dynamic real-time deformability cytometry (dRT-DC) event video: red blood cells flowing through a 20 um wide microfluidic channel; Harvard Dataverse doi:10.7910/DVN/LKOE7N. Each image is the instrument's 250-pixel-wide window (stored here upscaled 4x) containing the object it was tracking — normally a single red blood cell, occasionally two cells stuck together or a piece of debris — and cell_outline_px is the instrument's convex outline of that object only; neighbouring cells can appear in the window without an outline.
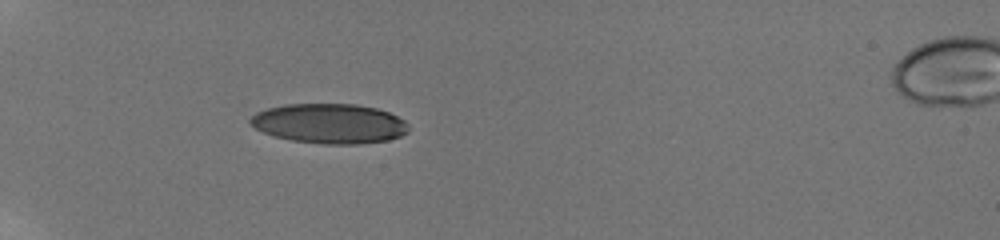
{"species": "human", "species_latin": "Homo sapiens", "temperature_condition": "room temperature", "stored_images_in_passage": 19, "camera_frame_rate_fps": 3000, "um_per_image_px": 0.085, "donor": {"sex": "male"}, "frame": {"image": 1, "passage_image": 3, "time_ms": 0.667, "image_size_px": [1000, 240], "cell_outline_px": [[408, 132], [400, 136], [388, 140], [356, 144], [324, 144], [292, 140], [276, 136], [264, 132], [256, 128], [248, 120], [256, 112], [268, 108], [284, 104], [356, 104], [376, 108], [388, 112], [404, 120], [408, 124]], "centroid_in_image_um": [28.02, 10.49], "position_along_channel_um": 57.0, "area_um2": 36.53}}